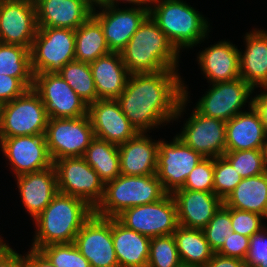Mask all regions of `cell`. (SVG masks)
Wrapping results in <instances>:
<instances>
[{
  "instance_id": "6da1fadb",
  "label": "cell",
  "mask_w": 267,
  "mask_h": 267,
  "mask_svg": "<svg viewBox=\"0 0 267 267\" xmlns=\"http://www.w3.org/2000/svg\"><path fill=\"white\" fill-rule=\"evenodd\" d=\"M178 69L130 74L116 99L138 133H147L181 118L189 102L188 85ZM188 101V103H187Z\"/></svg>"
},
{
  "instance_id": "7a4b0ae2",
  "label": "cell",
  "mask_w": 267,
  "mask_h": 267,
  "mask_svg": "<svg viewBox=\"0 0 267 267\" xmlns=\"http://www.w3.org/2000/svg\"><path fill=\"white\" fill-rule=\"evenodd\" d=\"M94 209L84 200L58 192L33 220L36 232L30 248L39 250L49 244L74 243Z\"/></svg>"
},
{
  "instance_id": "3957f363",
  "label": "cell",
  "mask_w": 267,
  "mask_h": 267,
  "mask_svg": "<svg viewBox=\"0 0 267 267\" xmlns=\"http://www.w3.org/2000/svg\"><path fill=\"white\" fill-rule=\"evenodd\" d=\"M130 74L178 69L180 54L148 15L120 52Z\"/></svg>"
},
{
  "instance_id": "277c9868",
  "label": "cell",
  "mask_w": 267,
  "mask_h": 267,
  "mask_svg": "<svg viewBox=\"0 0 267 267\" xmlns=\"http://www.w3.org/2000/svg\"><path fill=\"white\" fill-rule=\"evenodd\" d=\"M149 15L179 53L201 44L210 32L207 18L183 0H153Z\"/></svg>"
},
{
  "instance_id": "5b68a950",
  "label": "cell",
  "mask_w": 267,
  "mask_h": 267,
  "mask_svg": "<svg viewBox=\"0 0 267 267\" xmlns=\"http://www.w3.org/2000/svg\"><path fill=\"white\" fill-rule=\"evenodd\" d=\"M166 194L156 174H120L114 180L105 183L103 199L94 209V213L101 217L116 218L125 209L154 203Z\"/></svg>"
},
{
  "instance_id": "8992f818",
  "label": "cell",
  "mask_w": 267,
  "mask_h": 267,
  "mask_svg": "<svg viewBox=\"0 0 267 267\" xmlns=\"http://www.w3.org/2000/svg\"><path fill=\"white\" fill-rule=\"evenodd\" d=\"M33 75L59 73L75 60V30L38 27L30 49Z\"/></svg>"
},
{
  "instance_id": "52a82bcc",
  "label": "cell",
  "mask_w": 267,
  "mask_h": 267,
  "mask_svg": "<svg viewBox=\"0 0 267 267\" xmlns=\"http://www.w3.org/2000/svg\"><path fill=\"white\" fill-rule=\"evenodd\" d=\"M49 116L40 96L31 88L0 105V137L45 134Z\"/></svg>"
},
{
  "instance_id": "ba28073f",
  "label": "cell",
  "mask_w": 267,
  "mask_h": 267,
  "mask_svg": "<svg viewBox=\"0 0 267 267\" xmlns=\"http://www.w3.org/2000/svg\"><path fill=\"white\" fill-rule=\"evenodd\" d=\"M116 218L127 228L150 239L172 235L179 226L177 205L171 193L154 203L125 209Z\"/></svg>"
},
{
  "instance_id": "9c48e42d",
  "label": "cell",
  "mask_w": 267,
  "mask_h": 267,
  "mask_svg": "<svg viewBox=\"0 0 267 267\" xmlns=\"http://www.w3.org/2000/svg\"><path fill=\"white\" fill-rule=\"evenodd\" d=\"M52 161L82 157L95 138L88 115L78 118H49L45 132Z\"/></svg>"
},
{
  "instance_id": "30bf717a",
  "label": "cell",
  "mask_w": 267,
  "mask_h": 267,
  "mask_svg": "<svg viewBox=\"0 0 267 267\" xmlns=\"http://www.w3.org/2000/svg\"><path fill=\"white\" fill-rule=\"evenodd\" d=\"M58 192L78 197L93 209L102 201L104 182L83 157H66L54 161Z\"/></svg>"
},
{
  "instance_id": "8fae6325",
  "label": "cell",
  "mask_w": 267,
  "mask_h": 267,
  "mask_svg": "<svg viewBox=\"0 0 267 267\" xmlns=\"http://www.w3.org/2000/svg\"><path fill=\"white\" fill-rule=\"evenodd\" d=\"M32 89L40 96L49 118H78L88 115V105L59 73L35 74Z\"/></svg>"
},
{
  "instance_id": "7c38bea8",
  "label": "cell",
  "mask_w": 267,
  "mask_h": 267,
  "mask_svg": "<svg viewBox=\"0 0 267 267\" xmlns=\"http://www.w3.org/2000/svg\"><path fill=\"white\" fill-rule=\"evenodd\" d=\"M172 140H159L156 174L163 189L171 194L184 185L190 172L204 159L177 136Z\"/></svg>"
},
{
  "instance_id": "4fadbf2b",
  "label": "cell",
  "mask_w": 267,
  "mask_h": 267,
  "mask_svg": "<svg viewBox=\"0 0 267 267\" xmlns=\"http://www.w3.org/2000/svg\"><path fill=\"white\" fill-rule=\"evenodd\" d=\"M210 86L195 105V108L205 116L227 122L243 112L242 108H245L247 102L252 105L251 95L254 89L241 77Z\"/></svg>"
},
{
  "instance_id": "5bb4252c",
  "label": "cell",
  "mask_w": 267,
  "mask_h": 267,
  "mask_svg": "<svg viewBox=\"0 0 267 267\" xmlns=\"http://www.w3.org/2000/svg\"><path fill=\"white\" fill-rule=\"evenodd\" d=\"M74 244L91 267H119L112 241V218L93 213L76 235Z\"/></svg>"
},
{
  "instance_id": "9a60e30c",
  "label": "cell",
  "mask_w": 267,
  "mask_h": 267,
  "mask_svg": "<svg viewBox=\"0 0 267 267\" xmlns=\"http://www.w3.org/2000/svg\"><path fill=\"white\" fill-rule=\"evenodd\" d=\"M3 156L9 161L16 176L38 172L53 166L45 134L0 137Z\"/></svg>"
},
{
  "instance_id": "2e32d148",
  "label": "cell",
  "mask_w": 267,
  "mask_h": 267,
  "mask_svg": "<svg viewBox=\"0 0 267 267\" xmlns=\"http://www.w3.org/2000/svg\"><path fill=\"white\" fill-rule=\"evenodd\" d=\"M176 134L204 158L221 157L226 150V122L201 114L196 108Z\"/></svg>"
},
{
  "instance_id": "e0dca14e",
  "label": "cell",
  "mask_w": 267,
  "mask_h": 267,
  "mask_svg": "<svg viewBox=\"0 0 267 267\" xmlns=\"http://www.w3.org/2000/svg\"><path fill=\"white\" fill-rule=\"evenodd\" d=\"M34 0H0V42L31 49L36 36Z\"/></svg>"
},
{
  "instance_id": "ac0fdd59",
  "label": "cell",
  "mask_w": 267,
  "mask_h": 267,
  "mask_svg": "<svg viewBox=\"0 0 267 267\" xmlns=\"http://www.w3.org/2000/svg\"><path fill=\"white\" fill-rule=\"evenodd\" d=\"M96 7L100 8L98 11ZM94 6L92 16L103 28L111 52L120 53L149 15V8ZM97 11V12H96Z\"/></svg>"
},
{
  "instance_id": "d6986e66",
  "label": "cell",
  "mask_w": 267,
  "mask_h": 267,
  "mask_svg": "<svg viewBox=\"0 0 267 267\" xmlns=\"http://www.w3.org/2000/svg\"><path fill=\"white\" fill-rule=\"evenodd\" d=\"M95 137L115 145H121L138 132L122 112L116 99H98L88 105Z\"/></svg>"
},
{
  "instance_id": "ffe728a7",
  "label": "cell",
  "mask_w": 267,
  "mask_h": 267,
  "mask_svg": "<svg viewBox=\"0 0 267 267\" xmlns=\"http://www.w3.org/2000/svg\"><path fill=\"white\" fill-rule=\"evenodd\" d=\"M37 26L76 30L86 22L94 5L88 0H34Z\"/></svg>"
},
{
  "instance_id": "44dd1931",
  "label": "cell",
  "mask_w": 267,
  "mask_h": 267,
  "mask_svg": "<svg viewBox=\"0 0 267 267\" xmlns=\"http://www.w3.org/2000/svg\"><path fill=\"white\" fill-rule=\"evenodd\" d=\"M23 206L34 220L58 193L57 173L53 166L16 176Z\"/></svg>"
},
{
  "instance_id": "7402d4cb",
  "label": "cell",
  "mask_w": 267,
  "mask_h": 267,
  "mask_svg": "<svg viewBox=\"0 0 267 267\" xmlns=\"http://www.w3.org/2000/svg\"><path fill=\"white\" fill-rule=\"evenodd\" d=\"M172 195L177 205L178 223L186 228L203 229L223 204L213 192L177 189Z\"/></svg>"
},
{
  "instance_id": "603a6c76",
  "label": "cell",
  "mask_w": 267,
  "mask_h": 267,
  "mask_svg": "<svg viewBox=\"0 0 267 267\" xmlns=\"http://www.w3.org/2000/svg\"><path fill=\"white\" fill-rule=\"evenodd\" d=\"M198 53L200 70L211 84L240 77L239 50L230 41H218Z\"/></svg>"
},
{
  "instance_id": "cb8c5ba5",
  "label": "cell",
  "mask_w": 267,
  "mask_h": 267,
  "mask_svg": "<svg viewBox=\"0 0 267 267\" xmlns=\"http://www.w3.org/2000/svg\"><path fill=\"white\" fill-rule=\"evenodd\" d=\"M159 139L154 141L147 133H137L118 146L121 174L143 176L157 174Z\"/></svg>"
},
{
  "instance_id": "d4e9b609",
  "label": "cell",
  "mask_w": 267,
  "mask_h": 267,
  "mask_svg": "<svg viewBox=\"0 0 267 267\" xmlns=\"http://www.w3.org/2000/svg\"><path fill=\"white\" fill-rule=\"evenodd\" d=\"M248 111L235 115L226 122V150L263 149L267 138L259 112L248 104Z\"/></svg>"
},
{
  "instance_id": "484cf974",
  "label": "cell",
  "mask_w": 267,
  "mask_h": 267,
  "mask_svg": "<svg viewBox=\"0 0 267 267\" xmlns=\"http://www.w3.org/2000/svg\"><path fill=\"white\" fill-rule=\"evenodd\" d=\"M244 40L245 50H239L240 77L253 89L267 88V31L255 28Z\"/></svg>"
},
{
  "instance_id": "4316f807",
  "label": "cell",
  "mask_w": 267,
  "mask_h": 267,
  "mask_svg": "<svg viewBox=\"0 0 267 267\" xmlns=\"http://www.w3.org/2000/svg\"><path fill=\"white\" fill-rule=\"evenodd\" d=\"M90 65L99 99H117L130 76L120 53L110 52Z\"/></svg>"
},
{
  "instance_id": "83f0119b",
  "label": "cell",
  "mask_w": 267,
  "mask_h": 267,
  "mask_svg": "<svg viewBox=\"0 0 267 267\" xmlns=\"http://www.w3.org/2000/svg\"><path fill=\"white\" fill-rule=\"evenodd\" d=\"M112 241L119 267H147L150 238L112 218Z\"/></svg>"
},
{
  "instance_id": "f1b7e54d",
  "label": "cell",
  "mask_w": 267,
  "mask_h": 267,
  "mask_svg": "<svg viewBox=\"0 0 267 267\" xmlns=\"http://www.w3.org/2000/svg\"><path fill=\"white\" fill-rule=\"evenodd\" d=\"M229 208L250 211L267 218V172L242 179L223 201Z\"/></svg>"
},
{
  "instance_id": "f546056e",
  "label": "cell",
  "mask_w": 267,
  "mask_h": 267,
  "mask_svg": "<svg viewBox=\"0 0 267 267\" xmlns=\"http://www.w3.org/2000/svg\"><path fill=\"white\" fill-rule=\"evenodd\" d=\"M173 237L181 263L185 267H205L214 254L202 229L179 225Z\"/></svg>"
},
{
  "instance_id": "4dcf8cb0",
  "label": "cell",
  "mask_w": 267,
  "mask_h": 267,
  "mask_svg": "<svg viewBox=\"0 0 267 267\" xmlns=\"http://www.w3.org/2000/svg\"><path fill=\"white\" fill-rule=\"evenodd\" d=\"M110 52L103 28L93 16L75 30V60L91 64Z\"/></svg>"
},
{
  "instance_id": "1f68e13d",
  "label": "cell",
  "mask_w": 267,
  "mask_h": 267,
  "mask_svg": "<svg viewBox=\"0 0 267 267\" xmlns=\"http://www.w3.org/2000/svg\"><path fill=\"white\" fill-rule=\"evenodd\" d=\"M82 157L97 172L104 184L121 174L118 145L95 137Z\"/></svg>"
},
{
  "instance_id": "d6a6232c",
  "label": "cell",
  "mask_w": 267,
  "mask_h": 267,
  "mask_svg": "<svg viewBox=\"0 0 267 267\" xmlns=\"http://www.w3.org/2000/svg\"><path fill=\"white\" fill-rule=\"evenodd\" d=\"M0 74L18 78L28 89L33 87L30 49L0 42Z\"/></svg>"
},
{
  "instance_id": "836d02e7",
  "label": "cell",
  "mask_w": 267,
  "mask_h": 267,
  "mask_svg": "<svg viewBox=\"0 0 267 267\" xmlns=\"http://www.w3.org/2000/svg\"><path fill=\"white\" fill-rule=\"evenodd\" d=\"M59 74L87 105L99 99L88 63L77 60L70 61L63 66Z\"/></svg>"
},
{
  "instance_id": "e575fe53",
  "label": "cell",
  "mask_w": 267,
  "mask_h": 267,
  "mask_svg": "<svg viewBox=\"0 0 267 267\" xmlns=\"http://www.w3.org/2000/svg\"><path fill=\"white\" fill-rule=\"evenodd\" d=\"M223 157L242 179L267 172L263 149L225 151Z\"/></svg>"
},
{
  "instance_id": "d590c367",
  "label": "cell",
  "mask_w": 267,
  "mask_h": 267,
  "mask_svg": "<svg viewBox=\"0 0 267 267\" xmlns=\"http://www.w3.org/2000/svg\"><path fill=\"white\" fill-rule=\"evenodd\" d=\"M182 266L173 234L150 239L147 267Z\"/></svg>"
},
{
  "instance_id": "8d00e7d4",
  "label": "cell",
  "mask_w": 267,
  "mask_h": 267,
  "mask_svg": "<svg viewBox=\"0 0 267 267\" xmlns=\"http://www.w3.org/2000/svg\"><path fill=\"white\" fill-rule=\"evenodd\" d=\"M39 251L56 267H91L74 243L49 244Z\"/></svg>"
},
{
  "instance_id": "74e56055",
  "label": "cell",
  "mask_w": 267,
  "mask_h": 267,
  "mask_svg": "<svg viewBox=\"0 0 267 267\" xmlns=\"http://www.w3.org/2000/svg\"><path fill=\"white\" fill-rule=\"evenodd\" d=\"M202 231L212 251L217 253L225 243V237H228L233 232L231 227V208L222 204Z\"/></svg>"
},
{
  "instance_id": "f35d334b",
  "label": "cell",
  "mask_w": 267,
  "mask_h": 267,
  "mask_svg": "<svg viewBox=\"0 0 267 267\" xmlns=\"http://www.w3.org/2000/svg\"><path fill=\"white\" fill-rule=\"evenodd\" d=\"M241 180V175L223 156L214 158L213 193L222 201L227 198Z\"/></svg>"
},
{
  "instance_id": "ab89813d",
  "label": "cell",
  "mask_w": 267,
  "mask_h": 267,
  "mask_svg": "<svg viewBox=\"0 0 267 267\" xmlns=\"http://www.w3.org/2000/svg\"><path fill=\"white\" fill-rule=\"evenodd\" d=\"M214 158L202 159L179 189L213 192Z\"/></svg>"
},
{
  "instance_id": "60d3db41",
  "label": "cell",
  "mask_w": 267,
  "mask_h": 267,
  "mask_svg": "<svg viewBox=\"0 0 267 267\" xmlns=\"http://www.w3.org/2000/svg\"><path fill=\"white\" fill-rule=\"evenodd\" d=\"M265 219L262 215L231 208V227L233 232L246 237H251L265 227L261 220Z\"/></svg>"
},
{
  "instance_id": "b9f144b4",
  "label": "cell",
  "mask_w": 267,
  "mask_h": 267,
  "mask_svg": "<svg viewBox=\"0 0 267 267\" xmlns=\"http://www.w3.org/2000/svg\"><path fill=\"white\" fill-rule=\"evenodd\" d=\"M267 259V226L250 237V244L245 258L246 267H258Z\"/></svg>"
},
{
  "instance_id": "7bdbcfd3",
  "label": "cell",
  "mask_w": 267,
  "mask_h": 267,
  "mask_svg": "<svg viewBox=\"0 0 267 267\" xmlns=\"http://www.w3.org/2000/svg\"><path fill=\"white\" fill-rule=\"evenodd\" d=\"M250 244V237L243 236L239 233L232 232L225 237V243L217 254L224 257L239 258L245 260Z\"/></svg>"
},
{
  "instance_id": "ee69618b",
  "label": "cell",
  "mask_w": 267,
  "mask_h": 267,
  "mask_svg": "<svg viewBox=\"0 0 267 267\" xmlns=\"http://www.w3.org/2000/svg\"><path fill=\"white\" fill-rule=\"evenodd\" d=\"M27 90L18 78L0 74V105L22 96Z\"/></svg>"
},
{
  "instance_id": "f6af8a7d",
  "label": "cell",
  "mask_w": 267,
  "mask_h": 267,
  "mask_svg": "<svg viewBox=\"0 0 267 267\" xmlns=\"http://www.w3.org/2000/svg\"><path fill=\"white\" fill-rule=\"evenodd\" d=\"M0 267H25L24 255L8 246L0 253Z\"/></svg>"
},
{
  "instance_id": "bcb514c9",
  "label": "cell",
  "mask_w": 267,
  "mask_h": 267,
  "mask_svg": "<svg viewBox=\"0 0 267 267\" xmlns=\"http://www.w3.org/2000/svg\"><path fill=\"white\" fill-rule=\"evenodd\" d=\"M24 255L25 267H56L39 250L30 248Z\"/></svg>"
},
{
  "instance_id": "7dc6e473",
  "label": "cell",
  "mask_w": 267,
  "mask_h": 267,
  "mask_svg": "<svg viewBox=\"0 0 267 267\" xmlns=\"http://www.w3.org/2000/svg\"><path fill=\"white\" fill-rule=\"evenodd\" d=\"M205 267H246V264L242 259L224 257L214 253Z\"/></svg>"
},
{
  "instance_id": "c3c4849f",
  "label": "cell",
  "mask_w": 267,
  "mask_h": 267,
  "mask_svg": "<svg viewBox=\"0 0 267 267\" xmlns=\"http://www.w3.org/2000/svg\"><path fill=\"white\" fill-rule=\"evenodd\" d=\"M263 90V92L256 94V96L252 98V105L259 112L261 121L267 133V88H263Z\"/></svg>"
},
{
  "instance_id": "681fc988",
  "label": "cell",
  "mask_w": 267,
  "mask_h": 267,
  "mask_svg": "<svg viewBox=\"0 0 267 267\" xmlns=\"http://www.w3.org/2000/svg\"><path fill=\"white\" fill-rule=\"evenodd\" d=\"M132 4V7L137 8H150V5L153 0H101L100 3L96 6H111L118 7L120 2ZM135 5V6H133Z\"/></svg>"
},
{
  "instance_id": "f907efd6",
  "label": "cell",
  "mask_w": 267,
  "mask_h": 267,
  "mask_svg": "<svg viewBox=\"0 0 267 267\" xmlns=\"http://www.w3.org/2000/svg\"><path fill=\"white\" fill-rule=\"evenodd\" d=\"M1 236V235H0ZM9 246L8 243L5 242V240L0 237V253L5 250Z\"/></svg>"
},
{
  "instance_id": "816d5d0a",
  "label": "cell",
  "mask_w": 267,
  "mask_h": 267,
  "mask_svg": "<svg viewBox=\"0 0 267 267\" xmlns=\"http://www.w3.org/2000/svg\"><path fill=\"white\" fill-rule=\"evenodd\" d=\"M263 151H264L265 163L267 165V139L265 141Z\"/></svg>"
},
{
  "instance_id": "f5cc1de1",
  "label": "cell",
  "mask_w": 267,
  "mask_h": 267,
  "mask_svg": "<svg viewBox=\"0 0 267 267\" xmlns=\"http://www.w3.org/2000/svg\"><path fill=\"white\" fill-rule=\"evenodd\" d=\"M92 5L96 6L100 3L101 0H88Z\"/></svg>"
},
{
  "instance_id": "db71d44e",
  "label": "cell",
  "mask_w": 267,
  "mask_h": 267,
  "mask_svg": "<svg viewBox=\"0 0 267 267\" xmlns=\"http://www.w3.org/2000/svg\"><path fill=\"white\" fill-rule=\"evenodd\" d=\"M258 267H267V259L262 262Z\"/></svg>"
}]
</instances>
